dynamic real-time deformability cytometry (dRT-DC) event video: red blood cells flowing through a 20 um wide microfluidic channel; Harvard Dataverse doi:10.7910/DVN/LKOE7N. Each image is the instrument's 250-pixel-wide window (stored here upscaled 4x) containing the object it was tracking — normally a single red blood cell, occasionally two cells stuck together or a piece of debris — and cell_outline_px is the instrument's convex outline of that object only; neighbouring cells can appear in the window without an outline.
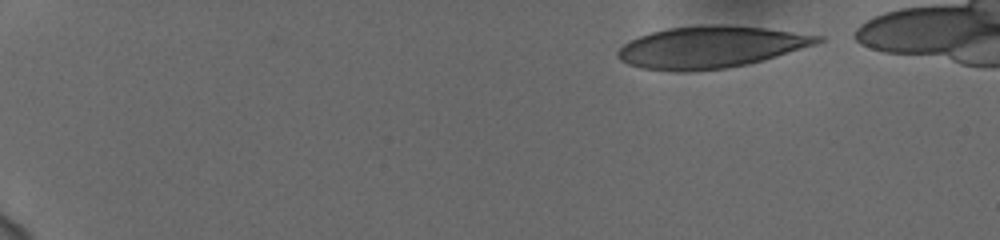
{"species": "human", "species_latin": "Homo sapiens", "temperature_condition": "cold", "stored_images_in_passage": 44, "camera_frame_rate_fps": 3000, "um_per_image_px": 0.085, "donor": {"sex": "female"}, "frame": {"image": 1, "passage_image": 1, "time_ms": 0.0, "image_size_px": [1000, 240], "cell_outline_px": [[824, 40], [816, 44], [764, 60], [748, 64], [724, 68], [684, 72], [680, 72], [640, 68], [628, 64], [620, 60], [616, 56], [616, 52], [628, 40], [652, 32], [668, 28], [720, 24], [768, 28], [824, 36]], "centroid_in_image_um": [60.4, 4.0], "position_along_channel_um": 24.6, "area_um2": 48.67}}
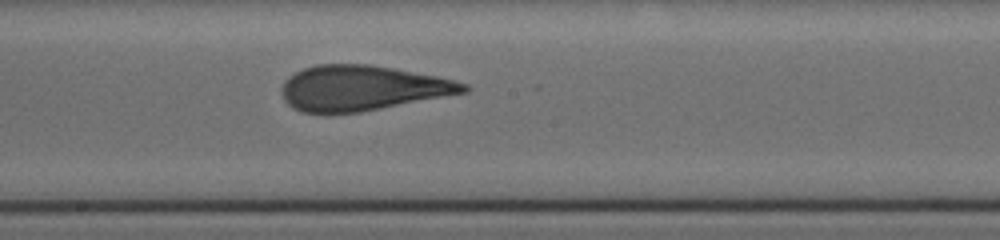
{"frame": {"image": 2, "passage_image": 27, "time_ms": 8.667, "image_size_px": [1000, 240], "cell_outline_px": [[472, 88], [468, 92], [360, 112], [300, 112], [292, 108], [284, 100], [280, 92], [280, 88], [284, 80], [288, 76], [304, 68], [316, 64], [372, 64], [436, 76], [456, 80], [468, 84]], "centroid_in_image_um": [30.78, 7.47], "position_along_channel_um": 217.4, "area_um2": 48.03}}
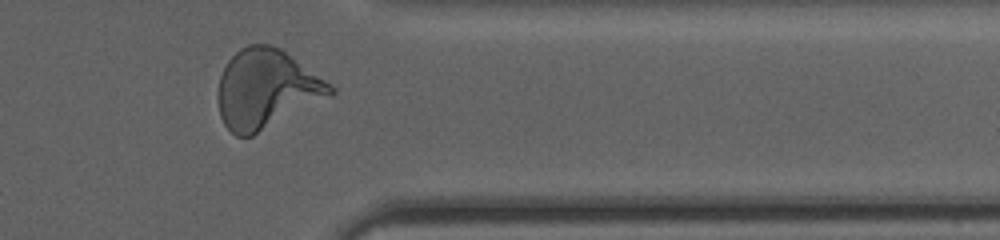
{"frame": {"image": 3, "passage_image": 41, "time_ms": 13.333, "image_size_px": [1000, 240], "cell_outline_px": [[336, 92], [332, 96], [252, 136], [236, 136], [224, 124], [220, 116], [216, 96], [220, 76], [228, 60], [240, 48], [248, 44], [272, 44], [280, 48], [336, 88]], "centroid_in_image_um": [22.62, 7.57], "position_along_channel_um": 388.8, "area_um2": 51.73}, "authors_computed_cell_mechanics": {"area_um2": 48.5809, "velocity_mm_per_s": 3.7493, "shape_relaxation_time_tau1_ms": null, "shape_relaxation_time_tau2_ms": 1.0323, "deformation_change_tau1": null, "deformation_change_tau2": 0.0929}}